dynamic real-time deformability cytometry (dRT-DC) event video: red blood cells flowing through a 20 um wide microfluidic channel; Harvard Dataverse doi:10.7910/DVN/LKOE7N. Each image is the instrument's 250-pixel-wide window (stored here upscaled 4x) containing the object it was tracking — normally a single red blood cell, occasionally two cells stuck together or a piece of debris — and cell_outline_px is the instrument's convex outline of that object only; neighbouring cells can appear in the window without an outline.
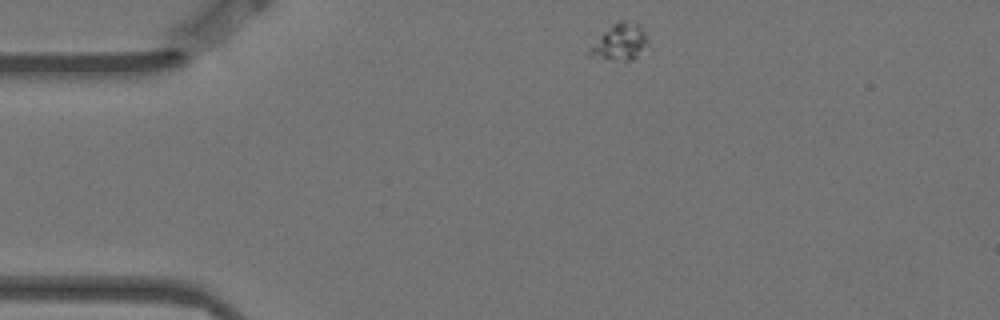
{"species": "Egyptian fruit bat (a non-hibernating species)", "species_latin": "Rousettus aegyptiacus", "temperature_condition": "warm", "stored_images_in_passage": 8, "camera_frame_rate_fps": 3000, "um_per_image_px": 0.085, "animal": {"sex": "female"}, "frame": {"image": 1, "passage_image": 1, "time_ms": 0.0, "image_size_px": [1000, 320], "cell_outline_px": [[648, 44], [632, 60], [612, 60], [588, 56], [588, 48], [612, 24], [620, 20], [624, 20], [640, 24], [648, 40]], "centroid_in_image_um": [52.68, 3.57], "position_along_channel_um": 32.3, "area_um2": 12.25}}
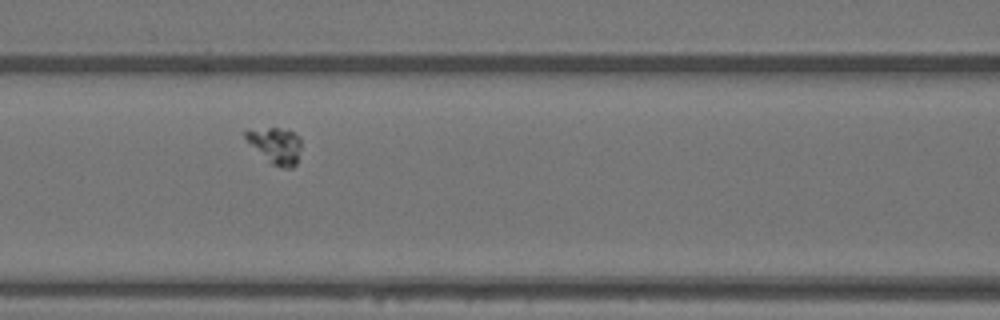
{"frame": {"image": 2, "passage_image": 5, "time_ms": 1.333, "image_size_px": [1000, 320], "cell_outline_px": [[300, 148], [296, 164], [292, 168], [284, 168], [272, 164], [244, 140], [244, 132], [248, 128], [280, 128], [292, 132], [300, 136]], "centroid_in_image_um": [23.38, 12.34], "position_along_channel_um": 143.2, "area_um2": 11.79}}
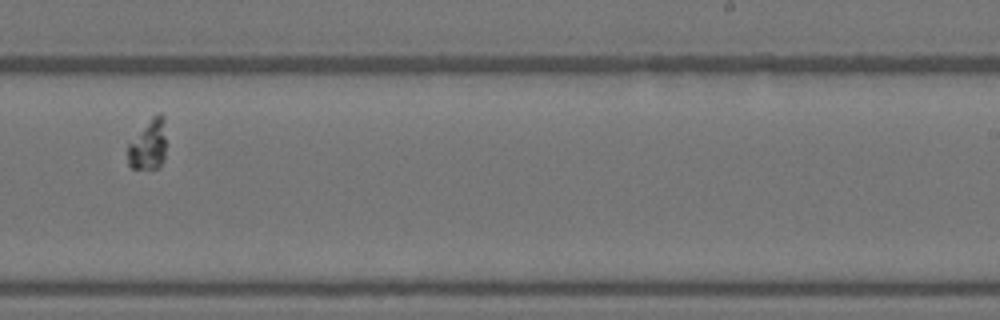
{"frame": {"image": 3, "passage_image": 8, "time_ms": 2.333, "image_size_px": [1000, 320], "cell_outline_px": [[168, 144], [164, 160], [160, 168], [132, 168], [128, 164], [128, 144], [152, 116], [156, 112], [160, 112], [164, 116]], "centroid_in_image_um": [12.69, 12.28], "position_along_channel_um": 276.3, "area_um2": 11.79}}